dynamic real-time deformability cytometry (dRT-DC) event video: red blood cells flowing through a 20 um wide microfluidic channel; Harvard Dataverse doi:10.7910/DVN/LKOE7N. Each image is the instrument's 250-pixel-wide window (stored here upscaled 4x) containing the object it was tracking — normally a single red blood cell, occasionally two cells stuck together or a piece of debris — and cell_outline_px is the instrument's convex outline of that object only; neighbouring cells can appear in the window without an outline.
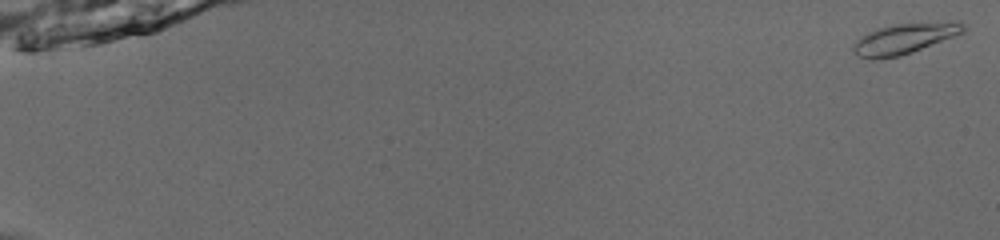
{"species": "common noctule bat (a hibernating species)", "species_latin": "Nyctalus noctula", "temperature_condition": "room temperature", "stored_images_in_passage": 17, "camera_frame_rate_fps": 3000, "um_per_image_px": 0.085, "animal": {"sex": "male", "body_mass_g": 13.0, "forearm_length_mm": 53.1}, "frame": {"image": 1, "passage_image": 1, "time_ms": 0.0, "image_size_px": [1000, 240], "cell_outline_px": [[964, 32], [912, 52], [900, 56], [880, 60], [872, 60], [856, 56], [852, 52], [852, 44], [860, 36], [876, 28], [892, 24], [956, 20], [960, 20], [964, 24]], "centroid_in_image_um": [76.83, 3.28], "position_along_channel_um": 8.2, "area_um2": 20.17}}